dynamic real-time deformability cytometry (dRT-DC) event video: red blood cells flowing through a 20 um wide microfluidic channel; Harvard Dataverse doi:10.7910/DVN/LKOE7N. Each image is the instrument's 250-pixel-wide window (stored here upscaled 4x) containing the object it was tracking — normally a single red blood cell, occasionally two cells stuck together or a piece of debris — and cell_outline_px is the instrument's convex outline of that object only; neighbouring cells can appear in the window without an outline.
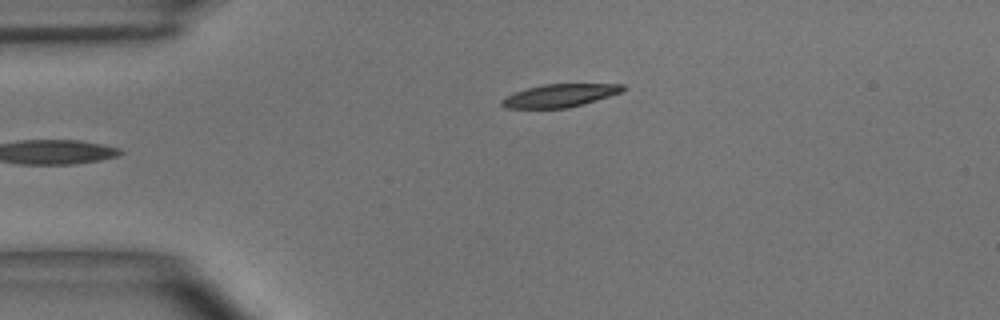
{"species": "common noctule bat (a hibernating species)", "species_latin": "Nyctalus noctula", "temperature_condition": "room temperature", "stored_images_in_passage": 35, "camera_frame_rate_fps": 3000, "um_per_image_px": 0.085, "animal": {"sex": "male", "body_mass_g": 15.6}, "frame": {"image": 1, "passage_image": 1, "time_ms": 0.0, "image_size_px": [1000, 320], "cell_outline_px": [[628, 88], [624, 92], [584, 104], [568, 108], [508, 108], [500, 104], [500, 100], [504, 96], [528, 88], [544, 84], [624, 84]], "centroid_in_image_um": [47.64, 8.12], "position_along_channel_um": 37.4, "area_um2": 16.36}}
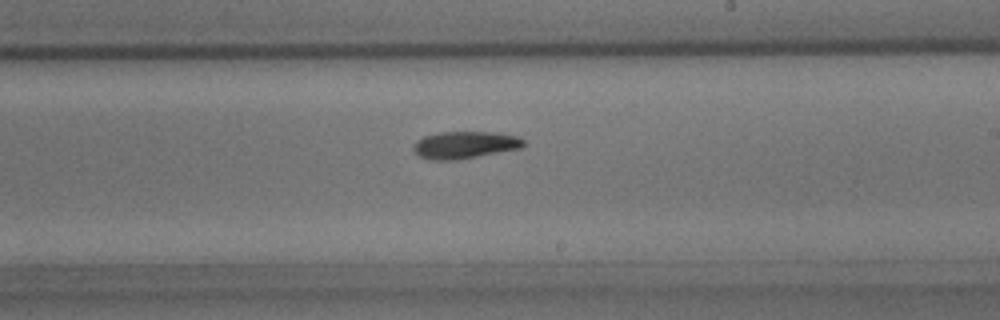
{"frame": {"image": 2, "passage_image": 19, "time_ms": 6.0, "image_size_px": [1000, 320], "cell_outline_px": [[524, 148], [456, 160], [432, 160], [420, 156], [412, 148], [416, 140], [424, 136], [440, 132], [500, 132], [516, 136], [524, 140]], "centroid_in_image_um": [39.54, 12.31], "position_along_channel_um": 249.5, "area_um2": 17.57}}
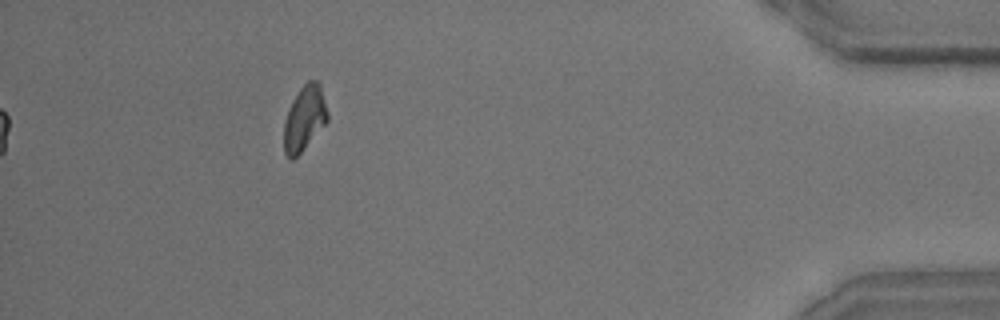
{"frame": {"image": 3, "passage_image": 35, "time_ms": 11.333, "image_size_px": [1000, 320], "cell_outline_px": [[328, 120], [300, 152], [292, 160], [284, 152], [284, 124], [288, 108], [292, 100], [300, 88], [308, 80], [316, 80], [320, 84], [328, 112]], "centroid_in_image_um": [25.87, 10.02], "position_along_channel_um": 409.3, "area_um2": 16.24}, "authors_computed_cell_mechanics": {"area_um2": 17.1088, "velocity_mm_per_s": 4.0398, "shape_relaxation_time_tau1_ms": 2.6919, "shape_relaxation_time_tau2_ms": null, "deformation_change_tau1": 0.1451, "deformation_change_tau2": null}}